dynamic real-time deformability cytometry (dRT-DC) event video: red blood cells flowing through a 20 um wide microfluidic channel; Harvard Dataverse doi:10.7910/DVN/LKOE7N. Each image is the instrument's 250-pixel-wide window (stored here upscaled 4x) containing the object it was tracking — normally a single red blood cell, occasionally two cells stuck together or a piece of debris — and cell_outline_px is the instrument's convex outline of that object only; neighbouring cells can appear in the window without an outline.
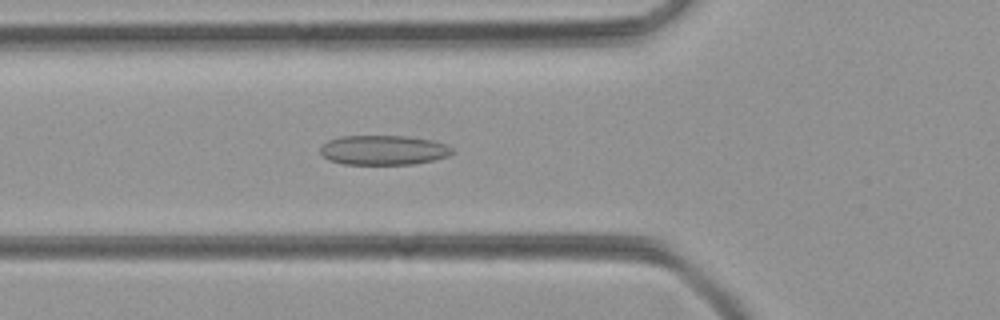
{"species": "common noctule bat (a hibernating species)", "species_latin": "Nyctalus noctula", "temperature_condition": "room temperature", "stored_images_in_passage": 50, "camera_frame_rate_fps": 3000, "um_per_image_px": 0.085, "animal": {"sex": "female", "body_mass_g": 21.9}, "frame": {"image": 1, "passage_image": 18, "time_ms": 5.667, "image_size_px": [1000, 320], "cell_outline_px": [[456, 152], [448, 156], [432, 160], [412, 164], [344, 164], [328, 160], [320, 152], [320, 148], [328, 140], [340, 136], [408, 136], [432, 140], [444, 144], [452, 148]], "centroid_in_image_um": [32.6, 12.75], "position_along_channel_um": 93.2, "area_um2": 22.77}}
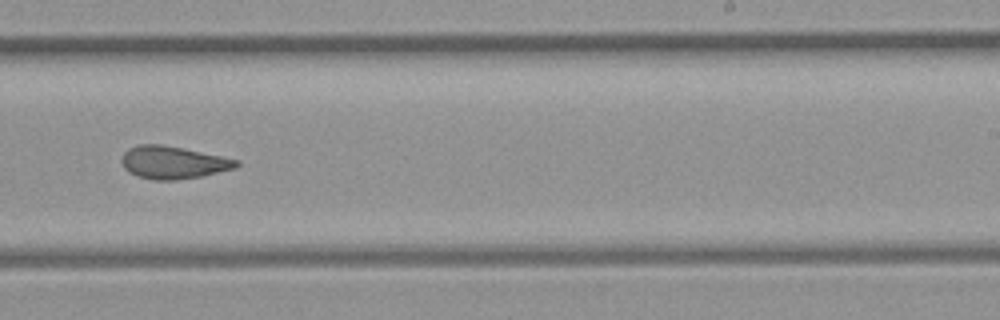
{"frame": {"image": 2, "passage_image": 31, "time_ms": 10.0, "image_size_px": [1000, 320], "cell_outline_px": [[240, 164], [236, 168], [200, 176], [176, 180], [152, 180], [136, 176], [128, 172], [124, 168], [120, 160], [124, 152], [128, 148], [140, 144], [160, 144], [184, 148], [240, 160]], "centroid_in_image_um": [14.69, 13.81], "position_along_channel_um": 274.3, "area_um2": 21.96}}
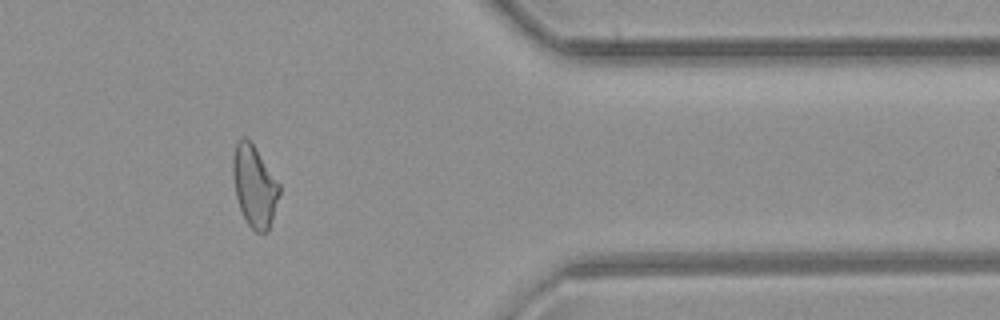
{"frame": {"image": 3, "passage_image": 41, "time_ms": 13.333, "image_size_px": [1000, 320], "cell_outline_px": [[280, 192], [272, 220], [268, 228], [264, 232], [256, 232], [248, 224], [240, 208], [236, 196], [232, 176], [232, 156], [236, 140], [240, 136], [244, 136], [252, 144], [280, 184]], "centroid_in_image_um": [21.6, 15.78], "position_along_channel_um": 389.8, "area_um2": 21.85}}